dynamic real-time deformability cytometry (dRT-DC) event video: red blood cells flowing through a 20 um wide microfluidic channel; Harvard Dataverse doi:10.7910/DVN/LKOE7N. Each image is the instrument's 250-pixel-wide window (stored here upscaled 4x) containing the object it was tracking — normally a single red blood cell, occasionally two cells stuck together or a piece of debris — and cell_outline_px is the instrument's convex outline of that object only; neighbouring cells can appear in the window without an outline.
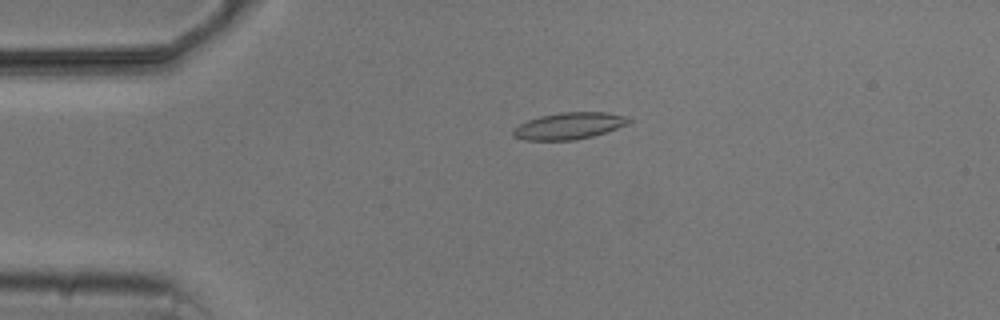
{"species": "common noctule bat (a hibernating species)", "species_latin": "Nyctalus noctula", "temperature_condition": "cold", "stored_images_in_passage": 5, "camera_frame_rate_fps": 3000, "um_per_image_px": 0.085, "animal": {"sex": "male", "body_mass_g": 20.5, "forearm_length_mm": 52.5}, "frame": {"image": 1, "passage_image": 3, "time_ms": 2.667, "image_size_px": [1000, 320], "cell_outline_px": [[632, 120], [628, 124], [592, 136], [576, 140], [524, 140], [512, 136], [512, 128], [528, 120], [540, 116], [560, 112], [608, 112], [628, 116]], "centroid_in_image_um": [48.36, 10.69], "position_along_channel_um": 36.6, "area_um2": 18.09}}